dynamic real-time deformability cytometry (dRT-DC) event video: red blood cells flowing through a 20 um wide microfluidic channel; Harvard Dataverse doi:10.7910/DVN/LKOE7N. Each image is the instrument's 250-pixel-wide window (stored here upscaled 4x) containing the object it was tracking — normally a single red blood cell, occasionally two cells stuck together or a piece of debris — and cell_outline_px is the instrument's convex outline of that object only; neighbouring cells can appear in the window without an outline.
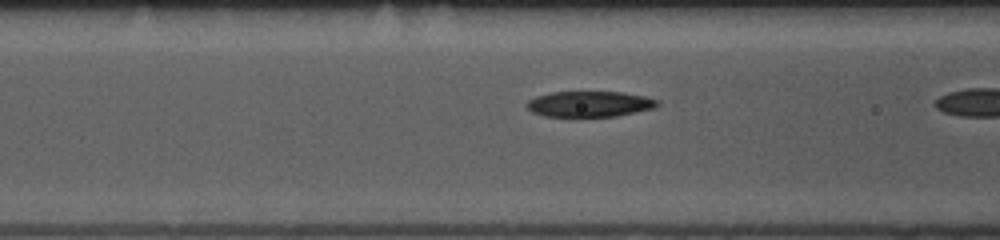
{"species": "common noctule bat (a hibernating species)", "species_latin": "Nyctalus noctula", "temperature_condition": "room temperature", "stored_images_in_passage": 19, "camera_frame_rate_fps": 3000, "um_per_image_px": 0.085, "animal": {"sex": "female", "body_mass_g": 10.0, "forearm_length_mm": 53.1}, "frame": {"image": 1, "passage_image": 18, "time_ms": 5.667, "image_size_px": [1000, 240], "cell_outline_px": [[660, 104], [656, 108], [616, 116], [544, 116], [532, 112], [524, 104], [528, 100], [536, 96], [552, 92], [620, 92], [644, 96], [660, 100]], "centroid_in_image_um": [50.13, 8.84], "position_along_channel_um": 116.5, "area_um2": 19.59}}